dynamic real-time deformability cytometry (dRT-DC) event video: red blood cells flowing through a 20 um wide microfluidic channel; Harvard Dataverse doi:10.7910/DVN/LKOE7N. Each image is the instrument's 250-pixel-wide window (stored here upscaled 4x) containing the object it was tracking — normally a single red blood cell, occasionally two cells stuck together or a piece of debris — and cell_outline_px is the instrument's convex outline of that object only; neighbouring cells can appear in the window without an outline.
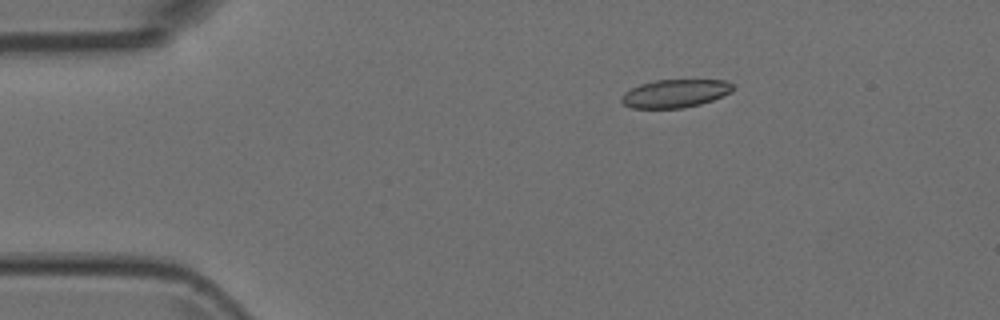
{"species": "Egyptian fruit bat (a non-hibernating species)", "species_latin": "Rousettus aegyptiacus", "temperature_condition": "room temperature", "stored_images_in_passage": 15, "camera_frame_rate_fps": 3000, "um_per_image_px": 0.085, "animal": {"sex": "female"}, "frame": {"image": 1, "passage_image": 3, "time_ms": 0.667, "image_size_px": [1000, 320], "cell_outline_px": [[736, 88], [732, 92], [712, 100], [700, 104], [684, 108], [632, 108], [624, 104], [620, 100], [620, 96], [624, 92], [640, 84], [656, 80], [724, 80], [732, 84]], "centroid_in_image_um": [57.39, 7.94], "position_along_channel_um": 27.6, "area_um2": 18.32}}
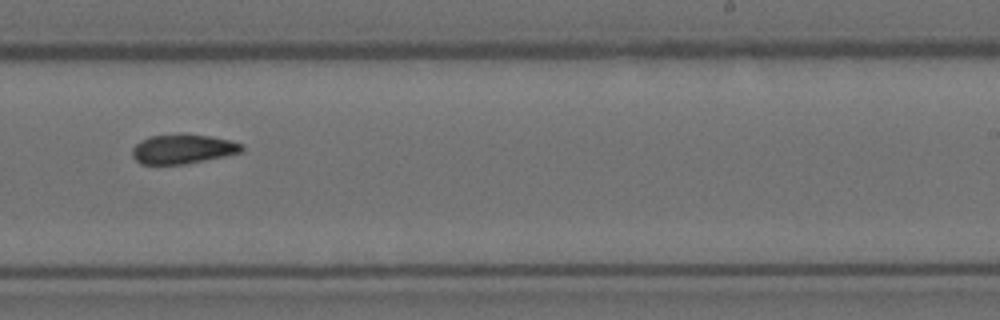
{"frame": {"image": 2, "passage_image": 10, "time_ms": 3.0, "image_size_px": [1000, 320], "cell_outline_px": [[244, 148], [240, 152], [224, 156], [184, 164], [140, 164], [132, 156], [132, 148], [140, 140], [148, 136], [180, 132], [212, 136], [232, 140], [240, 144]], "centroid_in_image_um": [15.5, 12.63], "position_along_channel_um": 273.5, "area_um2": 19.13}}
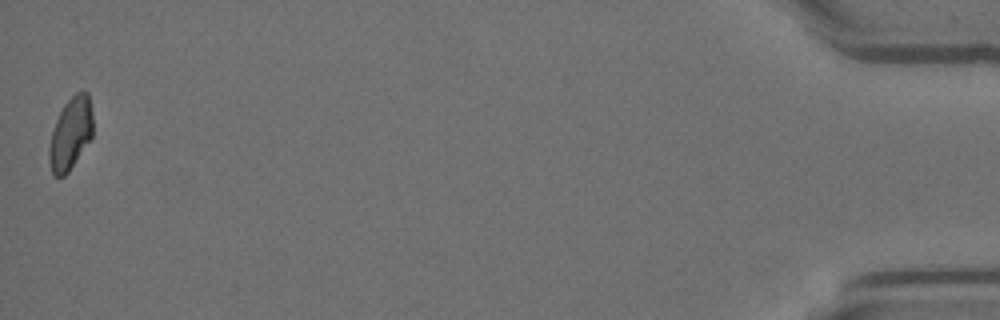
{"frame": {"image": 3, "passage_image": 15, "time_ms": 4.667, "image_size_px": [1000, 320], "cell_outline_px": [[92, 136], [68, 172], [64, 176], [52, 176], [48, 160], [48, 148], [52, 132], [56, 120], [64, 104], [76, 92], [88, 92], [92, 112]], "centroid_in_image_um": [5.97, 11.37], "position_along_channel_um": 429.2, "area_um2": 18.26}}